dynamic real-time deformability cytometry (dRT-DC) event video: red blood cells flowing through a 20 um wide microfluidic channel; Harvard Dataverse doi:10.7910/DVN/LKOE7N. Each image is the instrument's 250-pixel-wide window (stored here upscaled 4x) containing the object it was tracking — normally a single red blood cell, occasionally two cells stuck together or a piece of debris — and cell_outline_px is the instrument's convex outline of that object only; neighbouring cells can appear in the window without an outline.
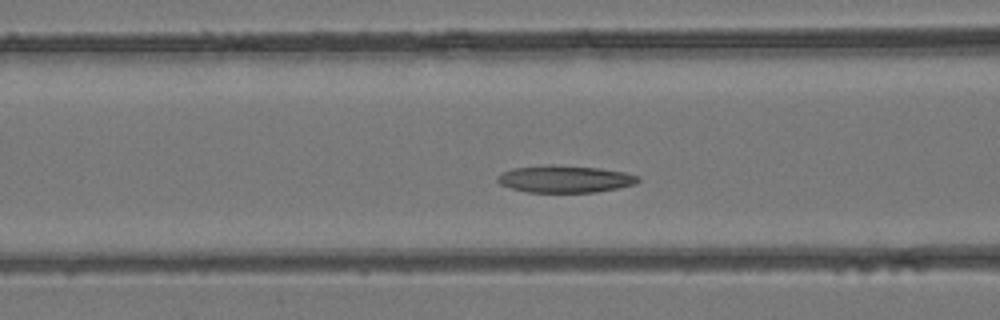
{"species": "common noctule bat (a hibernating species)", "species_latin": "Nyctalus noctula", "temperature_condition": "room temperature", "stored_images_in_passage": 36, "camera_frame_rate_fps": 3000, "um_per_image_px": 0.085, "animal": {"sex": "female", "body_mass_g": 24.6, "forearm_length_mm": 56.2}, "frame": {"image": 1, "passage_image": 10, "time_ms": 3.0, "image_size_px": [1000, 320], "cell_outline_px": [[640, 180], [636, 184], [596, 192], [528, 192], [512, 188], [500, 184], [496, 180], [496, 176], [512, 168], [548, 164], [552, 164], [600, 168], [624, 172], [640, 176]], "centroid_in_image_um": [48.02, 15.2], "position_along_channel_um": 118.6, "area_um2": 22.31}}
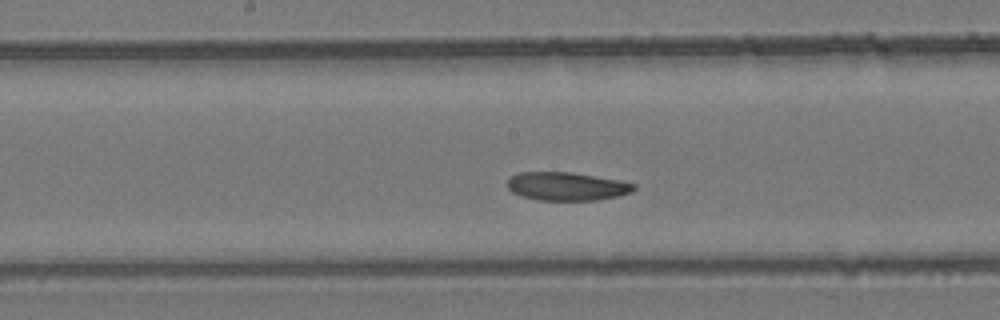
{"frame": {"image": 2, "passage_image": 15, "time_ms": 4.667, "image_size_px": [1000, 320], "cell_outline_px": [[636, 188], [632, 192], [616, 196], [596, 200], [536, 200], [520, 196], [512, 192], [508, 188], [508, 180], [512, 176], [520, 172], [568, 172], [616, 180], [636, 184]], "centroid_in_image_um": [48.14, 15.85], "position_along_channel_um": 200.1, "area_um2": 20.63}}
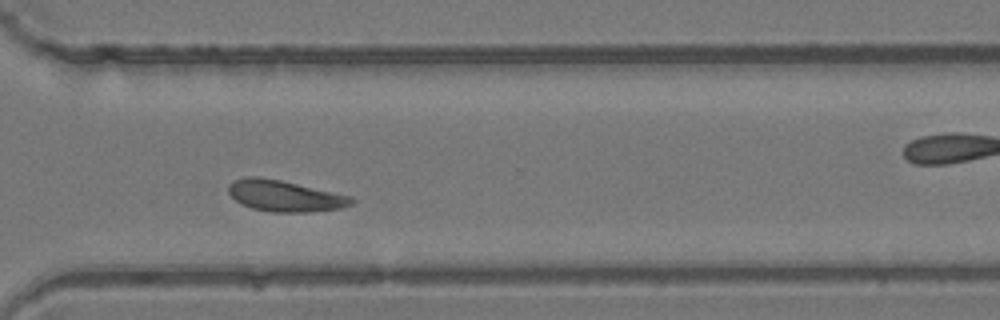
{"frame": {"image": 3, "passage_image": 24, "time_ms": 7.667, "image_size_px": [1000, 320], "cell_outline_px": [[356, 200], [352, 204], [340, 208], [308, 212], [272, 212], [252, 208], [236, 200], [228, 192], [228, 184], [232, 180], [248, 176], [260, 176], [280, 180], [352, 196]], "centroid_in_image_um": [24.2, 16.64], "position_along_channel_um": 346.4, "area_um2": 22.31}}